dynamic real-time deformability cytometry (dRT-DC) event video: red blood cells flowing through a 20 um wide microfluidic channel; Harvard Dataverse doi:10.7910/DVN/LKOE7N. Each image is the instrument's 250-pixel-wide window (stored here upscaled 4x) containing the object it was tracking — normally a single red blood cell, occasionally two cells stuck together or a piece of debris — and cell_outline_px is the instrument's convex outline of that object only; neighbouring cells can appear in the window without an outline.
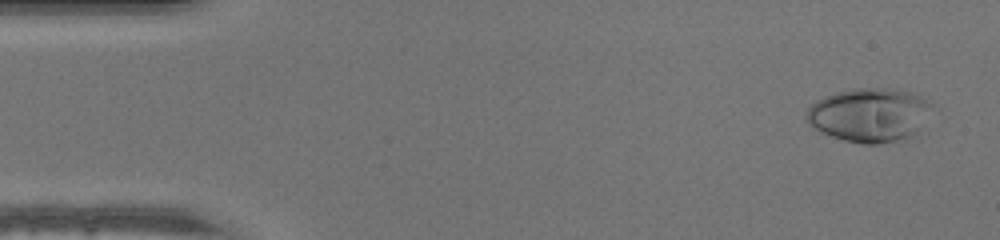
{"species": "human", "species_latin": "Homo sapiens", "temperature_condition": "warm", "stored_images_in_passage": 48, "camera_frame_rate_fps": 3000, "um_per_image_px": 0.085, "donor": {"sex": "male"}, "frame": {"image": 1, "passage_image": 2, "time_ms": 0.333, "image_size_px": [1000, 240], "cell_outline_px": [[932, 108], [916, 132], [900, 140], [880, 144], [864, 144], [844, 140], [832, 136], [812, 128], [804, 116], [808, 108], [816, 100], [824, 96], [836, 92], [856, 88], [888, 88], [912, 92], [928, 100], [932, 104]], "centroid_in_image_um": [73.86, 9.76], "position_along_channel_um": 11.1, "area_um2": 39.3}}
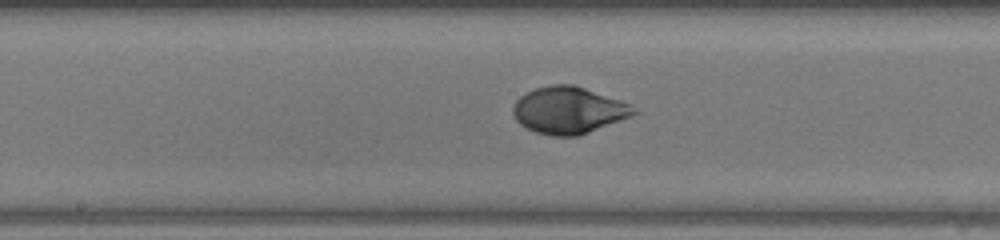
{"frame": {"image": 2, "passage_image": 24, "time_ms": 7.667, "image_size_px": [1000, 240], "cell_outline_px": [[640, 112], [632, 116], [588, 132], [576, 136], [552, 136], [536, 132], [524, 128], [516, 120], [512, 112], [512, 108], [516, 100], [520, 96], [536, 88], [552, 84], [572, 84], [620, 100], [628, 104]], "centroid_in_image_um": [48.3, 9.38], "position_along_channel_um": 199.9, "area_um2": 32.77}}
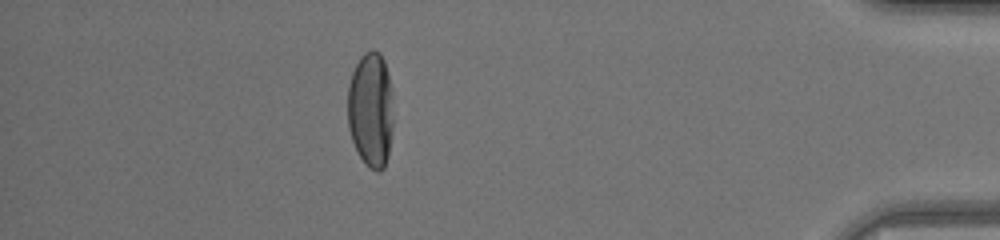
{"frame": {"image": 3, "passage_image": 42, "time_ms": 13.667, "image_size_px": [1000, 240], "cell_outline_px": [[392, 128], [388, 156], [384, 168], [380, 172], [376, 172], [368, 168], [364, 164], [352, 140], [348, 128], [348, 84], [352, 72], [360, 56], [364, 52], [372, 48], [380, 52], [384, 60], [388, 72], [392, 88]], "centroid_in_image_um": [31.52, 9.31], "position_along_channel_um": 403.7, "area_um2": 31.21}}